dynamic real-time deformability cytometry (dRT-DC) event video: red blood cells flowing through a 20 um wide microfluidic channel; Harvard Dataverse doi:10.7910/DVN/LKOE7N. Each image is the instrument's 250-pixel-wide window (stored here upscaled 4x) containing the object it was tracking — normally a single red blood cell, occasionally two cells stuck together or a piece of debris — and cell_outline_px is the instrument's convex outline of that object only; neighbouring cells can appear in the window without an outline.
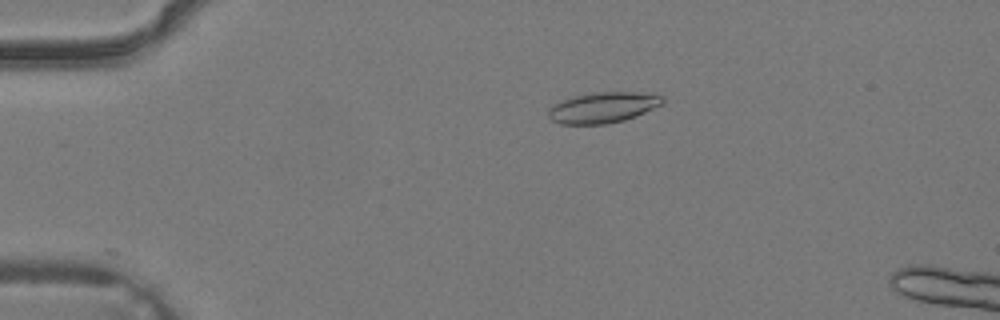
{"species": "common noctule bat (a hibernating species)", "species_latin": "Nyctalus noctula", "temperature_condition": "warm", "stored_images_in_passage": 12, "camera_frame_rate_fps": 3000, "um_per_image_px": 0.085, "animal": {"sex": "male", "body_mass_g": 19.2, "forearm_length_mm": 51.8}, "frame": {"image": 1, "passage_image": 9, "time_ms": 2.667, "image_size_px": [1000, 320], "cell_outline_px": [[664, 100], [660, 104], [636, 116], [624, 120], [604, 124], [560, 124], [552, 120], [548, 116], [548, 108], [552, 104], [572, 96], [596, 92], [636, 92], [664, 96]], "centroid_in_image_um": [51.19, 9.14], "position_along_channel_um": 33.8, "area_um2": 20.35}}